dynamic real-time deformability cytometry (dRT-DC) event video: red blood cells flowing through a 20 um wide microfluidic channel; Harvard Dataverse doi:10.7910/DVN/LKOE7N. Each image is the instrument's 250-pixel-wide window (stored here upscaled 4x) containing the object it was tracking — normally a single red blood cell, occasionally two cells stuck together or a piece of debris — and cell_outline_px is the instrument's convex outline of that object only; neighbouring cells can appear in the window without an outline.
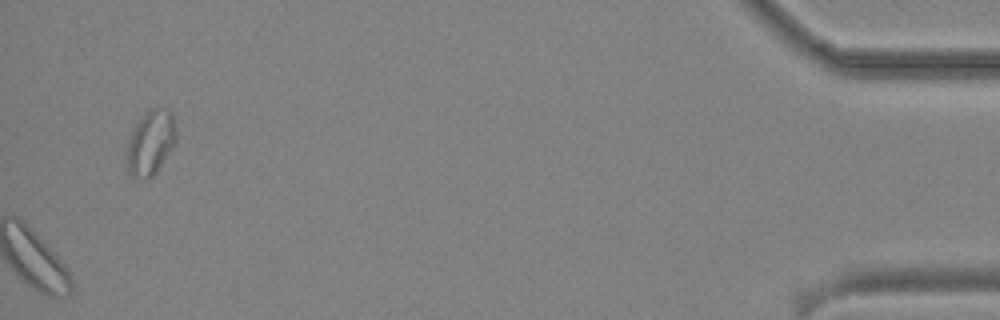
{"species": "common noctule bat (a hibernating species)", "species_latin": "Nyctalus noctula", "temperature_condition": "cold", "stored_images_in_passage": 44, "camera_frame_rate_fps": 3000, "um_per_image_px": 0.085, "animal": {"sex": "male", "body_mass_g": 19.2, "forearm_length_mm": 51.8}, "frame": {"image": 1, "passage_image": 44, "time_ms": 14.333, "image_size_px": [1000, 320], "cell_outline_px": [[176, 140], [156, 172], [152, 176], [136, 180], [128, 172], [128, 140], [136, 124], [152, 108], [168, 108], [172, 116], [176, 132]], "centroid_in_image_um": [12.8, 12.14], "position_along_channel_um": 422.4, "area_um2": 17.98}}